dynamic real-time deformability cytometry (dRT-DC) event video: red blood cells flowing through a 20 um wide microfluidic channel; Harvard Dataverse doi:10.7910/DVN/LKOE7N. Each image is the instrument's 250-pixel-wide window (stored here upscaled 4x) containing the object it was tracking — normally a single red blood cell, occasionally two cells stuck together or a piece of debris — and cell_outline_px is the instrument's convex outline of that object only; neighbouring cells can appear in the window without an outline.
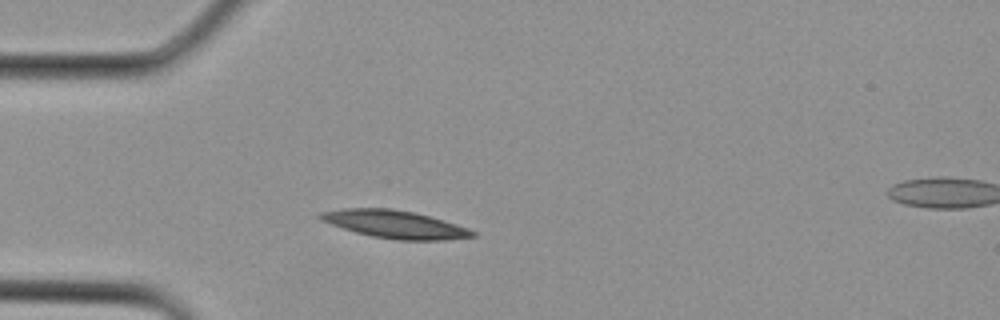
{"species": "Egyptian fruit bat (a non-hibernating species)", "species_latin": "Rousettus aegyptiacus", "temperature_condition": "cold", "stored_images_in_passage": 2, "segment_of_instrument_passage": [1, 2], "camera_frame_rate_fps": 3000, "um_per_image_px": 0.085, "animal": {"sex": "female"}, "frame": {"image": 1, "passage_image": 1, "time_ms": 0.0, "image_size_px": [1000, 320], "cell_outline_px": [[476, 236], [444, 240], [396, 240], [372, 236], [356, 232], [320, 220], [316, 216], [320, 212], [344, 208], [392, 208], [412, 212], [444, 220], [468, 228], [476, 232]], "centroid_in_image_um": [33.56, 19.06], "position_along_channel_um": 51.4, "area_um2": 24.51}}